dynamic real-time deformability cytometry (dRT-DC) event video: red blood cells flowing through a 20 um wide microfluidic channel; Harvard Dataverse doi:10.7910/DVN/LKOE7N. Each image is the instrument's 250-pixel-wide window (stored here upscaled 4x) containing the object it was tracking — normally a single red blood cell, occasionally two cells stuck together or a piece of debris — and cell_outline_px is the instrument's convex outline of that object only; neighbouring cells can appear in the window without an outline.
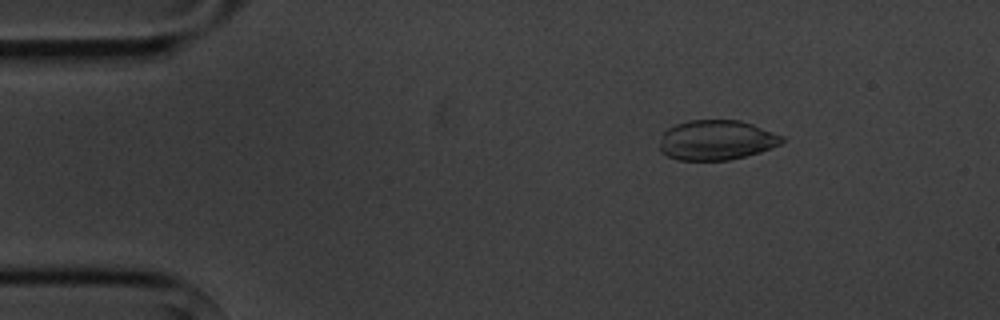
{"species": "common noctule bat (a hibernating species)", "species_latin": "Nyctalus noctula", "temperature_condition": "cold", "stored_images_in_passage": 3, "camera_frame_rate_fps": 3000, "um_per_image_px": 0.085, "animal": {"sex": "male", "body_mass_g": 20.1, "forearm_length_mm": 53.5}, "frame": {"image": 1, "passage_image": 1, "time_ms": 0.0, "image_size_px": [1000, 320], "cell_outline_px": [[784, 140], [780, 144], [760, 152], [728, 160], [680, 160], [668, 156], [660, 152], [660, 136], [668, 128], [676, 124], [688, 120], [740, 120], [752, 124], [784, 136]], "centroid_in_image_um": [60.87, 11.9], "position_along_channel_um": 24.1, "area_um2": 28.44}}